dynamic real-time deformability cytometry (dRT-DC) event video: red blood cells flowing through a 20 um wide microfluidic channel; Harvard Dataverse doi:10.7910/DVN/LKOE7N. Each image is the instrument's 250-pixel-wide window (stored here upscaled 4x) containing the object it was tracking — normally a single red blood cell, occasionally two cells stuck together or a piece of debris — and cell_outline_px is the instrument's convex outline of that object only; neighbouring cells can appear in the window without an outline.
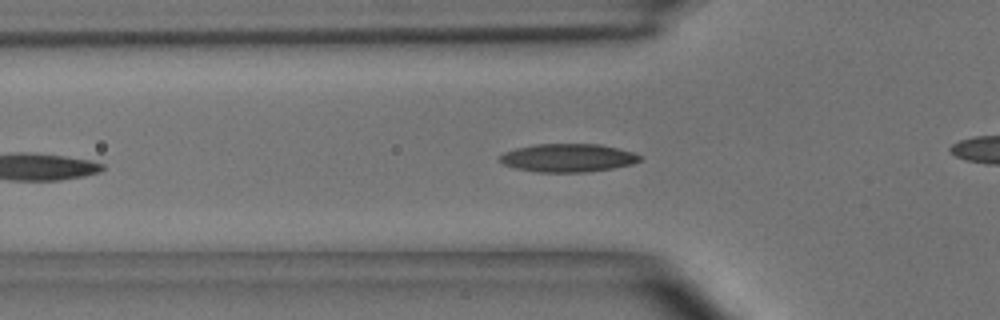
{"species": "common noctule bat (a hibernating species)", "species_latin": "Nyctalus noctula", "temperature_condition": "room temperature", "stored_images_in_passage": 34, "camera_frame_rate_fps": 3000, "um_per_image_px": 0.085, "animal": {"sex": "male", "body_mass_g": 15.6}, "frame": {"image": 1, "passage_image": 6, "time_ms": 1.667, "image_size_px": [1000, 320], "cell_outline_px": [[644, 160], [632, 164], [612, 168], [588, 172], [536, 172], [516, 168], [504, 164], [496, 160], [504, 152], [516, 148], [536, 144], [600, 144], [632, 152], [644, 156]], "centroid_in_image_um": [48.29, 13.42], "position_along_channel_um": 77.5, "area_um2": 23.18}}